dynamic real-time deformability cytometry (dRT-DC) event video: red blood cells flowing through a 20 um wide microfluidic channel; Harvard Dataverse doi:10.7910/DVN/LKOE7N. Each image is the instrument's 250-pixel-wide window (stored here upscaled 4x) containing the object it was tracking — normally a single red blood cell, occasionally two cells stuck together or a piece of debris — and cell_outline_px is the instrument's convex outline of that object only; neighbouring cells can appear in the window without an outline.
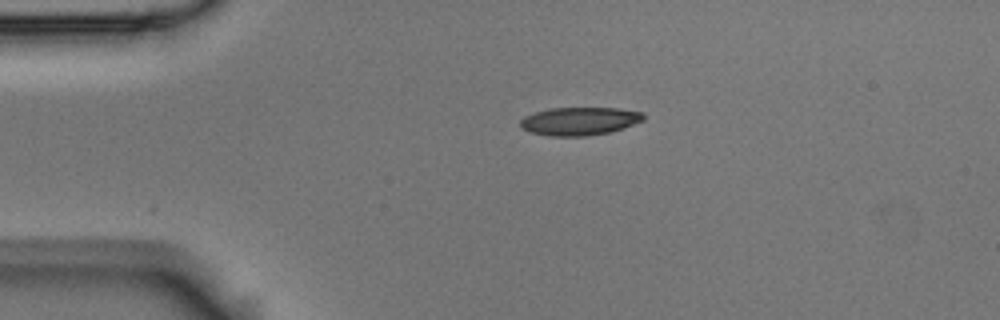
{"species": "Egyptian fruit bat (a non-hibernating species)", "species_latin": "Rousettus aegyptiacus", "temperature_condition": "room temperature", "stored_images_in_passage": 2, "camera_frame_rate_fps": 3000, "um_per_image_px": 0.085, "animal": {"sex": "male"}, "frame": {"image": 1, "passage_image": 1, "time_ms": 0.0, "image_size_px": [1000, 320], "cell_outline_px": [[644, 120], [624, 128], [608, 132], [588, 136], [548, 136], [528, 132], [520, 128], [520, 120], [524, 116], [548, 108], [616, 108], [644, 112]], "centroid_in_image_um": [49.23, 10.3], "position_along_channel_um": 35.8, "area_um2": 20.35}}